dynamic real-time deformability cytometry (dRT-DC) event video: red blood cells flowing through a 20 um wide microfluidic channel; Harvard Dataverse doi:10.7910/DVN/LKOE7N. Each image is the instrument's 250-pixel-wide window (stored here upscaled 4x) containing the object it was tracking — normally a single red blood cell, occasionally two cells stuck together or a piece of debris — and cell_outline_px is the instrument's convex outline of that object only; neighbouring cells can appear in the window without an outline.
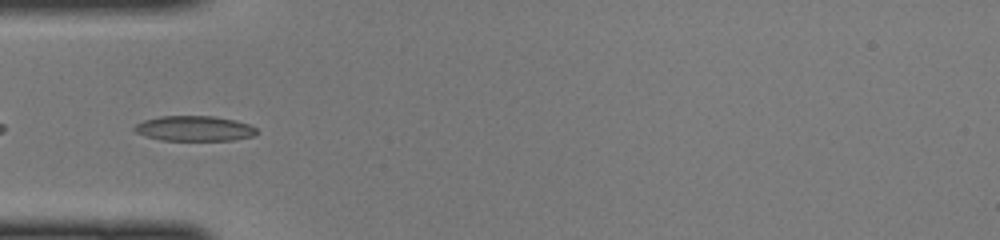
{"species": "common noctule bat (a hibernating species)", "species_latin": "Nyctalus noctula", "temperature_condition": "cold", "stored_images_in_passage": 43, "camera_frame_rate_fps": 3000, "um_per_image_px": 0.085, "animal": {"sex": "female", "body_mass_g": 22.0, "forearm_length_mm": 56.7}, "frame": {"image": 1, "passage_image": 11, "time_ms": 3.333, "image_size_px": [1000, 240], "cell_outline_px": [[256, 132], [252, 136], [232, 140], [160, 140], [136, 132], [132, 128], [136, 124], [144, 120], [160, 116], [212, 116], [236, 120], [248, 124], [256, 128]], "centroid_in_image_um": [16.5, 10.91], "position_along_channel_um": 68.5, "area_um2": 17.74}}
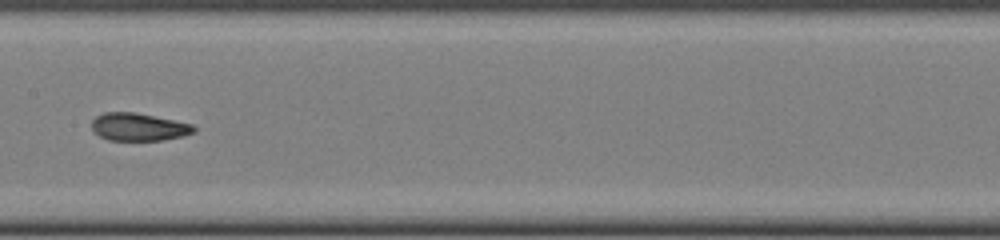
{"frame": {"image": 2, "passage_image": 20, "time_ms": 6.333, "image_size_px": [1000, 240], "cell_outline_px": [[196, 132], [184, 136], [160, 140], [108, 140], [100, 136], [92, 128], [92, 120], [96, 116], [104, 112], [136, 112], [192, 124], [196, 128]], "centroid_in_image_um": [11.8, 10.78], "position_along_channel_um": 195.6, "area_um2": 16.47}}
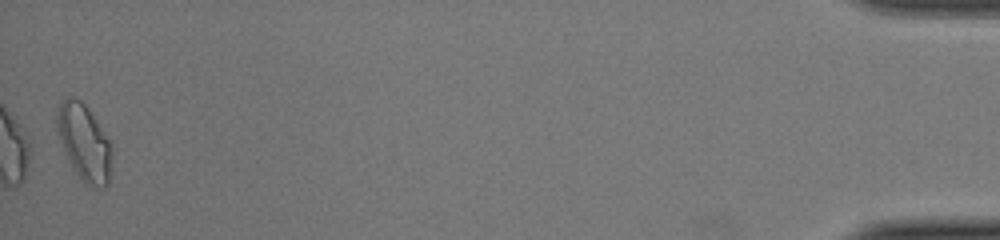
{"frame": {"image": 3, "passage_image": 43, "time_ms": 14.0, "image_size_px": [1000, 240], "cell_outline_px": [[112, 160], [108, 184], [104, 188], [92, 188], [84, 184], [72, 164], [60, 140], [56, 128], [56, 120], [60, 104], [68, 96], [72, 96], [80, 100], [88, 108], [108, 140], [112, 148]], "centroid_in_image_um": [7.18, 12.14], "position_along_channel_um": 428.0, "area_um2": 23.99}}